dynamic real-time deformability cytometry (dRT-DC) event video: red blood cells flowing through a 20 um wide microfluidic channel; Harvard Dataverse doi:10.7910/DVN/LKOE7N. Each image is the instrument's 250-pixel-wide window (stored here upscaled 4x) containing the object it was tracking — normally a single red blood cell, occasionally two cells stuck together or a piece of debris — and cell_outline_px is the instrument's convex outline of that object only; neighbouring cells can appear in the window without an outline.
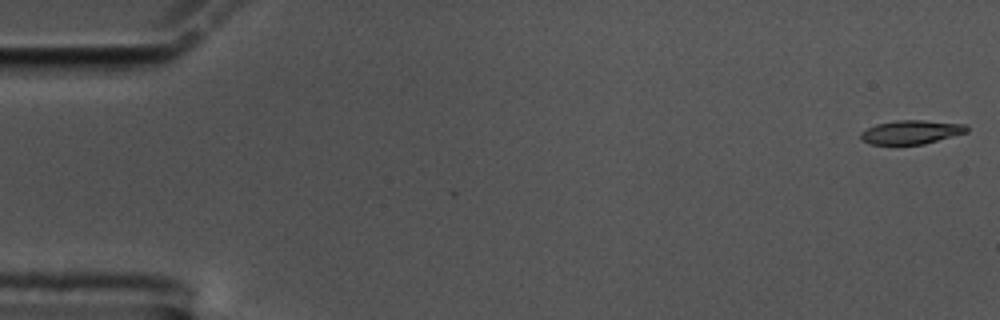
{"species": "common noctule bat (a hibernating species)", "species_latin": "Nyctalus noctula", "temperature_condition": "cold", "stored_images_in_passage": 58, "camera_frame_rate_fps": 3000, "um_per_image_px": 0.085, "animal": {"sex": "male", "body_mass_g": 17.5, "forearm_length_mm": 52.3}, "frame": {"image": 1, "passage_image": 1, "time_ms": 0.0, "image_size_px": [1000, 320], "cell_outline_px": [[968, 132], [924, 144], [868, 144], [860, 140], [860, 132], [876, 124], [896, 120], [924, 120], [968, 124]], "centroid_in_image_um": [77.45, 11.22], "position_along_channel_um": 7.5, "area_um2": 14.85}}
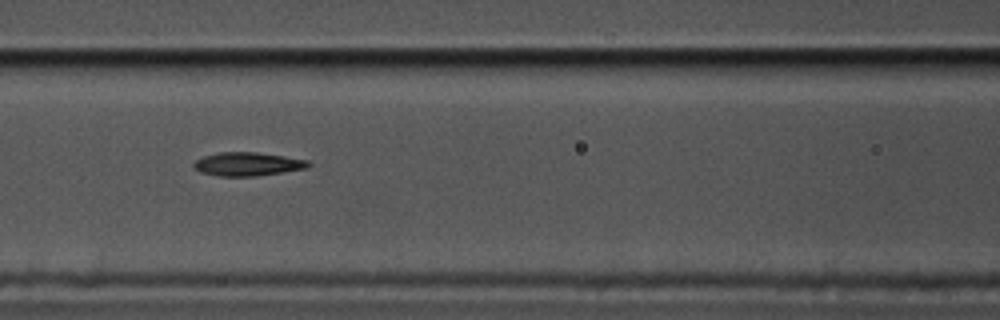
{"frame": {"image": 2, "passage_image": 25, "time_ms": 8.0, "image_size_px": [1000, 320], "cell_outline_px": [[312, 164], [308, 168], [256, 176], [216, 176], [200, 172], [192, 164], [196, 160], [204, 156], [220, 152], [256, 152], [312, 160]], "centroid_in_image_um": [21.1, 13.94], "position_along_channel_um": 145.5, "area_um2": 15.84}}
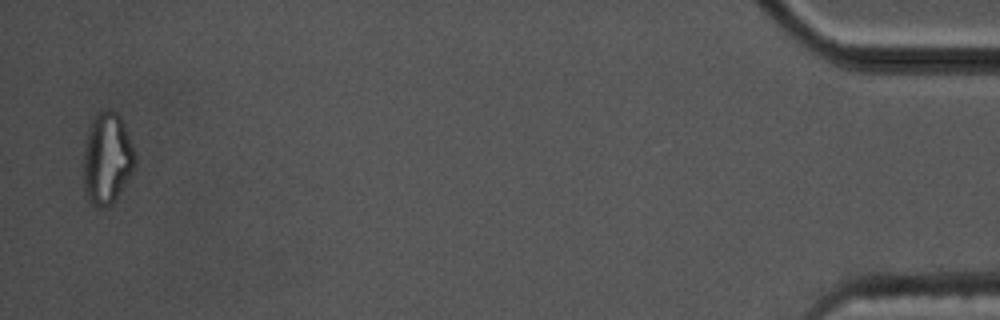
{"frame": {"image": 3, "passage_image": 57, "time_ms": 18.667, "image_size_px": [1000, 320], "cell_outline_px": [[136, 164], [132, 172], [112, 204], [104, 208], [100, 208], [92, 204], [88, 200], [84, 188], [84, 144], [88, 132], [96, 112], [108, 108], [116, 112], [120, 116], [124, 124], [136, 152]], "centroid_in_image_um": [9.11, 13.46], "position_along_channel_um": 426.1, "area_um2": 27.63}, "authors_computed_cell_mechanics": {"area_um2": 15.7794, "velocity_mm_per_s": 3.4629, "shape_relaxation_time_tau1_ms": null, "shape_relaxation_time_tau2_ms": 3.5034, "deformation_change_tau1": null, "deformation_change_tau2": 0.1195}}